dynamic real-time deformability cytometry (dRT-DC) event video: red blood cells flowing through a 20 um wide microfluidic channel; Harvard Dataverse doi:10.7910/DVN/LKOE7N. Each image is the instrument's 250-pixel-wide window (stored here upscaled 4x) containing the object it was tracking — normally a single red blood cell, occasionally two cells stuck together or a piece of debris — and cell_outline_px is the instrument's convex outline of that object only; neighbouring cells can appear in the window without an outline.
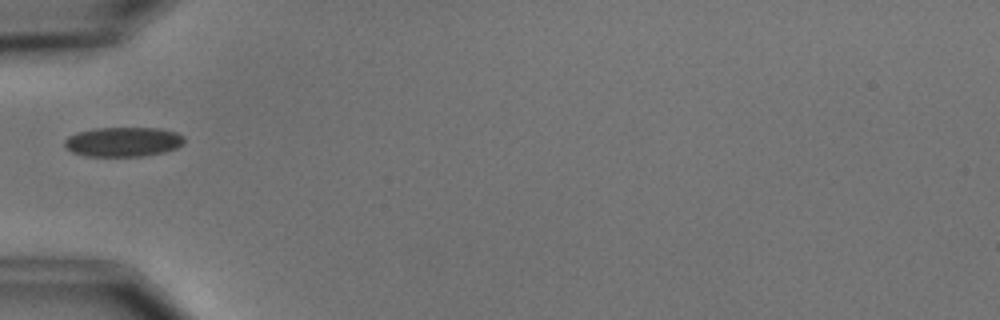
{"species": "common noctule bat (a hibernating species)", "species_latin": "Nyctalus noctula", "temperature_condition": "cold", "stored_images_in_passage": 7, "camera_frame_rate_fps": 3000, "um_per_image_px": 0.085, "animal": {"sex": "male", "body_mass_g": 15.6}, "frame": {"image": 1, "passage_image": 6, "time_ms": 6.0, "image_size_px": [1000, 320], "cell_outline_px": [[184, 144], [176, 148], [164, 152], [144, 156], [88, 156], [72, 152], [64, 144], [64, 140], [68, 136], [76, 132], [96, 128], [160, 128], [176, 132], [184, 136]], "centroid_in_image_um": [10.49, 12.05], "position_along_channel_um": 74.5, "area_um2": 20.69}}